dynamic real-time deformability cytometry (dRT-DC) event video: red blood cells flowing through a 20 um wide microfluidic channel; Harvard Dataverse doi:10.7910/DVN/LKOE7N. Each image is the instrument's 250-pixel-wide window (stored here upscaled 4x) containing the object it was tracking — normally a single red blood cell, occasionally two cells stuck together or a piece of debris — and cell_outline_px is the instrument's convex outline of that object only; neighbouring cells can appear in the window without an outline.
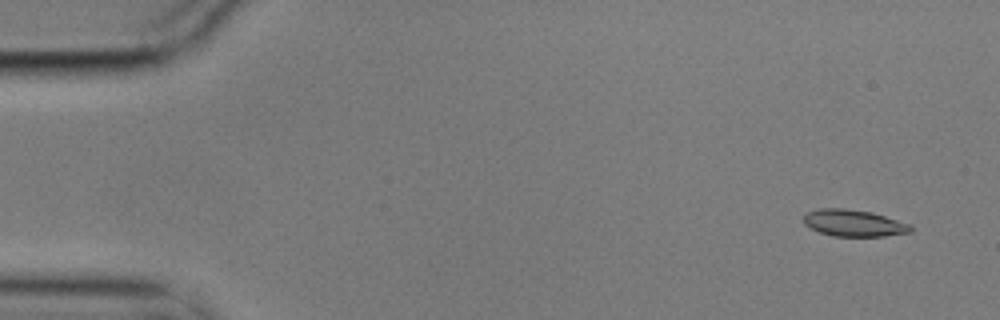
{"species": "common noctule bat (a hibernating species)", "species_latin": "Nyctalus noctula", "temperature_condition": "cold", "stored_images_in_passage": 3, "camera_frame_rate_fps": 3000, "um_per_image_px": 0.085, "animal": {"sex": "male", "body_mass_g": 17.9}, "frame": {"image": 1, "passage_image": 1, "time_ms": 0.0, "image_size_px": [1000, 320], "cell_outline_px": [[912, 232], [884, 236], [832, 236], [820, 232], [804, 224], [804, 216], [808, 212], [820, 208], [844, 208], [872, 212], [912, 224]], "centroid_in_image_um": [72.61, 18.96], "position_along_channel_um": 12.4, "area_um2": 16.7}}
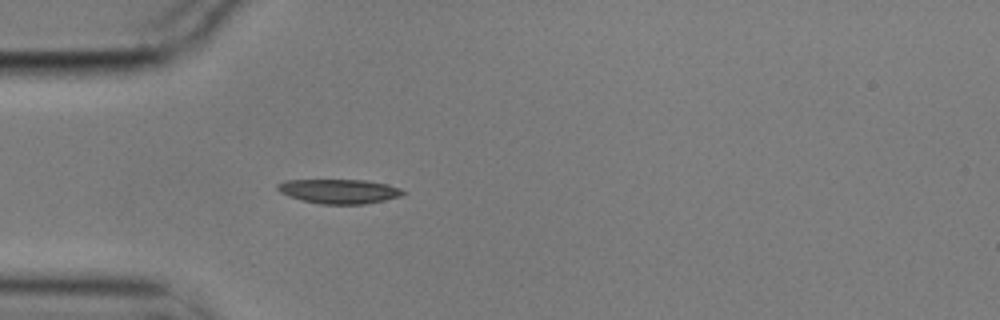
{"frame": {"image": 2, "passage_image": 3, "time_ms": 0.667, "image_size_px": [1000, 320], "cell_outline_px": [[408, 192], [400, 196], [384, 200], [364, 204], [320, 204], [300, 200], [288, 196], [280, 192], [276, 188], [276, 184], [284, 180], [368, 180], [388, 184], [400, 188]], "centroid_in_image_um": [28.82, 16.25], "position_along_channel_um": 56.2, "area_um2": 18.03}}